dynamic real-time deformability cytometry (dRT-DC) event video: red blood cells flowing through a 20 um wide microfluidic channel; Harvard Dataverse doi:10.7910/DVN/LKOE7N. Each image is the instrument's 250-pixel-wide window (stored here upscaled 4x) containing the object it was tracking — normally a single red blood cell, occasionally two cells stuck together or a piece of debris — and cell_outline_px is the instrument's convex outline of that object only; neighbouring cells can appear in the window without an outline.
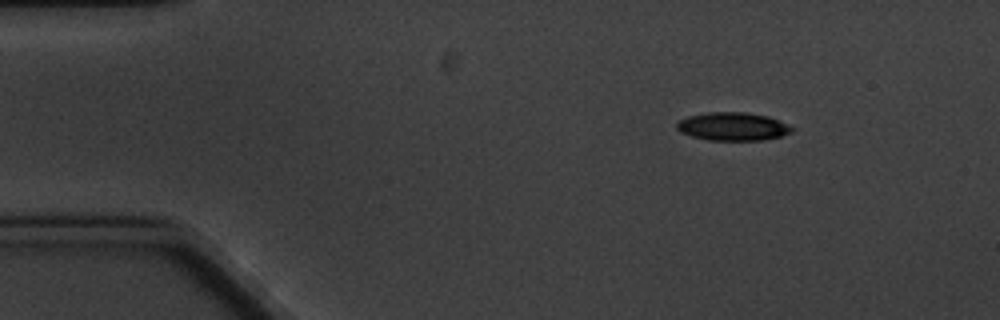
{"species": "common noctule bat (a hibernating species)", "species_latin": "Nyctalus noctula", "temperature_condition": "cold", "stored_images_in_passage": 9, "camera_frame_rate_fps": 3000, "um_per_image_px": 0.085, "animal": {"sex": "male", "body_mass_g": 20.1, "forearm_length_mm": 53.5}, "frame": {"image": 1, "passage_image": 1, "time_ms": 0.0, "image_size_px": [1000, 320], "cell_outline_px": [[796, 128], [792, 132], [780, 136], [760, 140], [708, 140], [692, 136], [680, 132], [676, 128], [676, 124], [680, 120], [688, 116], [708, 112], [744, 112], [768, 116]], "centroid_in_image_um": [62.28, 10.75], "position_along_channel_um": 22.7, "area_um2": 18.84}}